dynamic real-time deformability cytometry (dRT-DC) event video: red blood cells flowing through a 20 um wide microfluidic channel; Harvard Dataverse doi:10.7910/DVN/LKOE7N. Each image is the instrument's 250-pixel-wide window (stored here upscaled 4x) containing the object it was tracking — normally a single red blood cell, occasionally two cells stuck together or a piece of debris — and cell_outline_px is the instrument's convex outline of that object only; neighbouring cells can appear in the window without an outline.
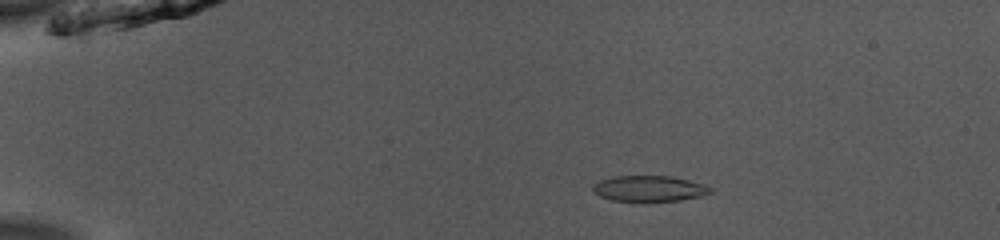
{"species": "common noctule bat (a hibernating species)", "species_latin": "Nyctalus noctula", "temperature_condition": "room temperature", "stored_images_in_passage": 52, "camera_frame_rate_fps": 3000, "um_per_image_px": 0.085, "animal": {"sex": "male", "body_mass_g": 13.0, "forearm_length_mm": 53.1}, "frame": {"image": 1, "passage_image": 11, "time_ms": 3.333, "image_size_px": [1000, 240], "cell_outline_px": [[712, 192], [704, 196], [680, 200], [612, 200], [600, 196], [592, 188], [600, 180], [612, 176], [672, 176], [704, 184], [712, 188]], "centroid_in_image_um": [55.24, 16.01], "position_along_channel_um": 29.8, "area_um2": 17.34}}
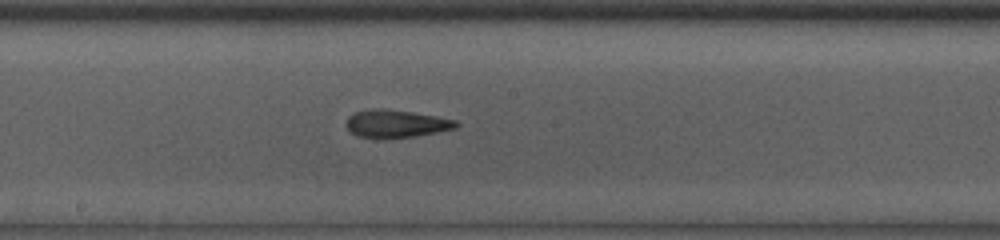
{"frame": {"image": 2, "passage_image": 30, "time_ms": 9.667, "image_size_px": [1000, 240], "cell_outline_px": [[460, 124], [456, 128], [416, 136], [384, 140], [360, 136], [352, 132], [348, 128], [348, 116], [356, 112], [384, 108], [412, 112], [436, 116], [456, 120]], "centroid_in_image_um": [33.71, 10.54], "position_along_channel_um": 214.5, "area_um2": 17.69}}
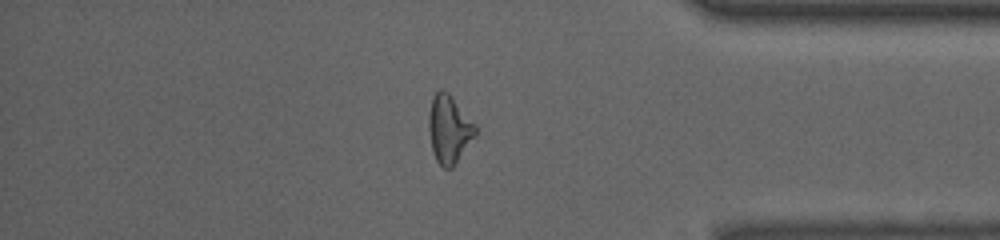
{"frame": {"image": 3, "passage_image": 45, "time_ms": 14.667, "image_size_px": [1000, 240], "cell_outline_px": [[476, 136], [452, 168], [444, 168], [436, 160], [432, 152], [428, 128], [428, 116], [432, 96], [440, 88], [448, 92], [452, 96], [476, 124]], "centroid_in_image_um": [38.17, 10.96], "position_along_channel_um": 397.0, "area_um2": 18.73}, "authors_computed_cell_mechanics": {"area_um2": 18.1781, "velocity_mm_per_s": 3.9834, "shape_relaxation_time_tau1_ms": null, "shape_relaxation_time_tau2_ms": 2.3285, "deformation_change_tau1": null, "deformation_change_tau2": 0.1126}}